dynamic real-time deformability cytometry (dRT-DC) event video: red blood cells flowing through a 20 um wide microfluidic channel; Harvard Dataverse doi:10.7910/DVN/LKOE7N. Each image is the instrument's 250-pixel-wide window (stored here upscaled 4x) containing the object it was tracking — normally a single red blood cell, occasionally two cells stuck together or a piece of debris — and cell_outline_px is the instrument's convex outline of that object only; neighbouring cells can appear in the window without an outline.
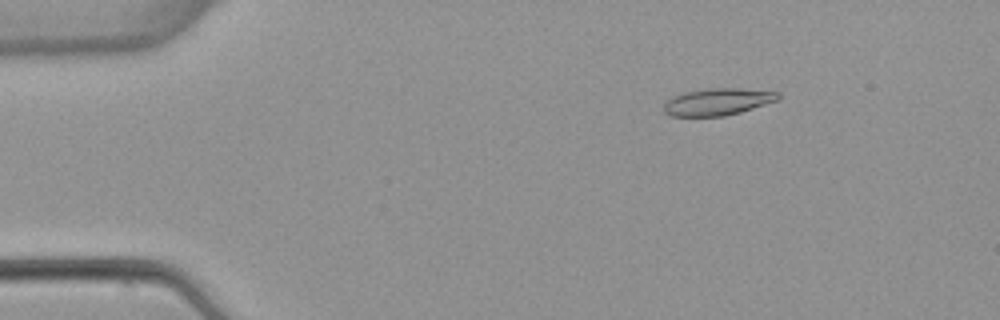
{"species": "common noctule bat (a hibernating species)", "species_latin": "Nyctalus noctula", "temperature_condition": "warm", "stored_images_in_passage": 5, "camera_frame_rate_fps": 3000, "um_per_image_px": 0.085, "animal": {"sex": "female", "body_mass_g": 22.7, "forearm_length_mm": 54.2}, "frame": {"image": 1, "passage_image": 5, "time_ms": 5.667, "image_size_px": [1000, 320], "cell_outline_px": [[780, 100], [740, 112], [724, 116], [672, 116], [664, 112], [664, 104], [668, 100], [684, 92], [708, 88], [740, 88], [780, 92]], "centroid_in_image_um": [61.05, 8.65], "position_along_channel_um": 23.9, "area_um2": 17.98}}